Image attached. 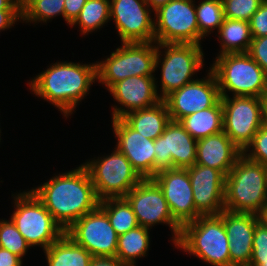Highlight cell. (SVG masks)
<instances>
[{"label": "cell", "mask_w": 267, "mask_h": 266, "mask_svg": "<svg viewBox=\"0 0 267 266\" xmlns=\"http://www.w3.org/2000/svg\"><path fill=\"white\" fill-rule=\"evenodd\" d=\"M87 0H65L64 2V21L71 25L79 16L81 9Z\"/></svg>", "instance_id": "38"}, {"label": "cell", "mask_w": 267, "mask_h": 266, "mask_svg": "<svg viewBox=\"0 0 267 266\" xmlns=\"http://www.w3.org/2000/svg\"><path fill=\"white\" fill-rule=\"evenodd\" d=\"M171 0H146L148 6L153 10L156 11L161 6L167 4Z\"/></svg>", "instance_id": "43"}, {"label": "cell", "mask_w": 267, "mask_h": 266, "mask_svg": "<svg viewBox=\"0 0 267 266\" xmlns=\"http://www.w3.org/2000/svg\"><path fill=\"white\" fill-rule=\"evenodd\" d=\"M35 1L37 0H16L20 13L22 14Z\"/></svg>", "instance_id": "44"}, {"label": "cell", "mask_w": 267, "mask_h": 266, "mask_svg": "<svg viewBox=\"0 0 267 266\" xmlns=\"http://www.w3.org/2000/svg\"><path fill=\"white\" fill-rule=\"evenodd\" d=\"M251 149V150H250ZM249 160L261 163L267 168V126L262 125L253 137L252 142L243 151Z\"/></svg>", "instance_id": "34"}, {"label": "cell", "mask_w": 267, "mask_h": 266, "mask_svg": "<svg viewBox=\"0 0 267 266\" xmlns=\"http://www.w3.org/2000/svg\"><path fill=\"white\" fill-rule=\"evenodd\" d=\"M64 2L65 0H37L22 13V22L47 23L56 16L64 18Z\"/></svg>", "instance_id": "31"}, {"label": "cell", "mask_w": 267, "mask_h": 266, "mask_svg": "<svg viewBox=\"0 0 267 266\" xmlns=\"http://www.w3.org/2000/svg\"><path fill=\"white\" fill-rule=\"evenodd\" d=\"M122 119L144 137L156 140L171 121L168 107L164 100L156 105L136 110L123 116Z\"/></svg>", "instance_id": "23"}, {"label": "cell", "mask_w": 267, "mask_h": 266, "mask_svg": "<svg viewBox=\"0 0 267 266\" xmlns=\"http://www.w3.org/2000/svg\"><path fill=\"white\" fill-rule=\"evenodd\" d=\"M150 229L137 226L119 235L116 256L126 266H136V259L147 256L150 248Z\"/></svg>", "instance_id": "27"}, {"label": "cell", "mask_w": 267, "mask_h": 266, "mask_svg": "<svg viewBox=\"0 0 267 266\" xmlns=\"http://www.w3.org/2000/svg\"><path fill=\"white\" fill-rule=\"evenodd\" d=\"M87 160V168L99 200L125 197L143 178L116 147L107 155Z\"/></svg>", "instance_id": "9"}, {"label": "cell", "mask_w": 267, "mask_h": 266, "mask_svg": "<svg viewBox=\"0 0 267 266\" xmlns=\"http://www.w3.org/2000/svg\"><path fill=\"white\" fill-rule=\"evenodd\" d=\"M264 125L267 126V94L262 98Z\"/></svg>", "instance_id": "45"}, {"label": "cell", "mask_w": 267, "mask_h": 266, "mask_svg": "<svg viewBox=\"0 0 267 266\" xmlns=\"http://www.w3.org/2000/svg\"><path fill=\"white\" fill-rule=\"evenodd\" d=\"M251 261H267V224L261 219L255 225Z\"/></svg>", "instance_id": "35"}, {"label": "cell", "mask_w": 267, "mask_h": 266, "mask_svg": "<svg viewBox=\"0 0 267 266\" xmlns=\"http://www.w3.org/2000/svg\"><path fill=\"white\" fill-rule=\"evenodd\" d=\"M0 10H19L16 0H0Z\"/></svg>", "instance_id": "42"}, {"label": "cell", "mask_w": 267, "mask_h": 266, "mask_svg": "<svg viewBox=\"0 0 267 266\" xmlns=\"http://www.w3.org/2000/svg\"><path fill=\"white\" fill-rule=\"evenodd\" d=\"M264 0H222L225 18L247 21Z\"/></svg>", "instance_id": "33"}, {"label": "cell", "mask_w": 267, "mask_h": 266, "mask_svg": "<svg viewBox=\"0 0 267 266\" xmlns=\"http://www.w3.org/2000/svg\"><path fill=\"white\" fill-rule=\"evenodd\" d=\"M30 190L64 231L76 220L95 210L100 202L90 174L83 164L52 176L49 181Z\"/></svg>", "instance_id": "1"}, {"label": "cell", "mask_w": 267, "mask_h": 266, "mask_svg": "<svg viewBox=\"0 0 267 266\" xmlns=\"http://www.w3.org/2000/svg\"><path fill=\"white\" fill-rule=\"evenodd\" d=\"M162 189L173 218L183 226L201 214L196 210L188 170L163 169L152 178Z\"/></svg>", "instance_id": "17"}, {"label": "cell", "mask_w": 267, "mask_h": 266, "mask_svg": "<svg viewBox=\"0 0 267 266\" xmlns=\"http://www.w3.org/2000/svg\"><path fill=\"white\" fill-rule=\"evenodd\" d=\"M212 266H230L229 241L219 215H201L181 227L174 246Z\"/></svg>", "instance_id": "4"}, {"label": "cell", "mask_w": 267, "mask_h": 266, "mask_svg": "<svg viewBox=\"0 0 267 266\" xmlns=\"http://www.w3.org/2000/svg\"><path fill=\"white\" fill-rule=\"evenodd\" d=\"M89 266H126L117 257H93Z\"/></svg>", "instance_id": "41"}, {"label": "cell", "mask_w": 267, "mask_h": 266, "mask_svg": "<svg viewBox=\"0 0 267 266\" xmlns=\"http://www.w3.org/2000/svg\"><path fill=\"white\" fill-rule=\"evenodd\" d=\"M48 266H89L93 256L64 233L45 251Z\"/></svg>", "instance_id": "24"}, {"label": "cell", "mask_w": 267, "mask_h": 266, "mask_svg": "<svg viewBox=\"0 0 267 266\" xmlns=\"http://www.w3.org/2000/svg\"><path fill=\"white\" fill-rule=\"evenodd\" d=\"M156 80L155 76H131L113 84L108 91L120 107L116 104L112 107V119L160 102Z\"/></svg>", "instance_id": "18"}, {"label": "cell", "mask_w": 267, "mask_h": 266, "mask_svg": "<svg viewBox=\"0 0 267 266\" xmlns=\"http://www.w3.org/2000/svg\"><path fill=\"white\" fill-rule=\"evenodd\" d=\"M220 215L229 241L230 266H249L255 225L261 219L260 216L228 210H223Z\"/></svg>", "instance_id": "21"}, {"label": "cell", "mask_w": 267, "mask_h": 266, "mask_svg": "<svg viewBox=\"0 0 267 266\" xmlns=\"http://www.w3.org/2000/svg\"><path fill=\"white\" fill-rule=\"evenodd\" d=\"M260 218L267 224V205L265 206L262 214L260 215Z\"/></svg>", "instance_id": "47"}, {"label": "cell", "mask_w": 267, "mask_h": 266, "mask_svg": "<svg viewBox=\"0 0 267 266\" xmlns=\"http://www.w3.org/2000/svg\"><path fill=\"white\" fill-rule=\"evenodd\" d=\"M247 53L267 73V36L253 38Z\"/></svg>", "instance_id": "37"}, {"label": "cell", "mask_w": 267, "mask_h": 266, "mask_svg": "<svg viewBox=\"0 0 267 266\" xmlns=\"http://www.w3.org/2000/svg\"><path fill=\"white\" fill-rule=\"evenodd\" d=\"M135 213L138 225L152 229L156 224L168 225L174 245L178 242L181 225L173 218L162 189L152 178L142 179L124 197Z\"/></svg>", "instance_id": "12"}, {"label": "cell", "mask_w": 267, "mask_h": 266, "mask_svg": "<svg viewBox=\"0 0 267 266\" xmlns=\"http://www.w3.org/2000/svg\"><path fill=\"white\" fill-rule=\"evenodd\" d=\"M23 260L9 250L0 248V266H22Z\"/></svg>", "instance_id": "40"}, {"label": "cell", "mask_w": 267, "mask_h": 266, "mask_svg": "<svg viewBox=\"0 0 267 266\" xmlns=\"http://www.w3.org/2000/svg\"><path fill=\"white\" fill-rule=\"evenodd\" d=\"M267 205V168L241 155L226 175L224 208L261 215Z\"/></svg>", "instance_id": "3"}, {"label": "cell", "mask_w": 267, "mask_h": 266, "mask_svg": "<svg viewBox=\"0 0 267 266\" xmlns=\"http://www.w3.org/2000/svg\"><path fill=\"white\" fill-rule=\"evenodd\" d=\"M12 196L15 209L9 219L30 247L40 246L45 251L65 233L31 190Z\"/></svg>", "instance_id": "8"}, {"label": "cell", "mask_w": 267, "mask_h": 266, "mask_svg": "<svg viewBox=\"0 0 267 266\" xmlns=\"http://www.w3.org/2000/svg\"><path fill=\"white\" fill-rule=\"evenodd\" d=\"M202 48L198 44L157 43L155 71L161 69V87L157 90L161 100L195 80L192 77L204 66Z\"/></svg>", "instance_id": "6"}, {"label": "cell", "mask_w": 267, "mask_h": 266, "mask_svg": "<svg viewBox=\"0 0 267 266\" xmlns=\"http://www.w3.org/2000/svg\"><path fill=\"white\" fill-rule=\"evenodd\" d=\"M210 69L214 73L221 97L267 94V73L246 53L217 55Z\"/></svg>", "instance_id": "5"}, {"label": "cell", "mask_w": 267, "mask_h": 266, "mask_svg": "<svg viewBox=\"0 0 267 266\" xmlns=\"http://www.w3.org/2000/svg\"><path fill=\"white\" fill-rule=\"evenodd\" d=\"M116 148L129 160L132 167L145 178L155 176L154 140L144 137L131 128L122 118L112 119Z\"/></svg>", "instance_id": "20"}, {"label": "cell", "mask_w": 267, "mask_h": 266, "mask_svg": "<svg viewBox=\"0 0 267 266\" xmlns=\"http://www.w3.org/2000/svg\"><path fill=\"white\" fill-rule=\"evenodd\" d=\"M0 248L9 250L21 259L26 255L29 248L23 235L18 231L15 224L9 220H0Z\"/></svg>", "instance_id": "32"}, {"label": "cell", "mask_w": 267, "mask_h": 266, "mask_svg": "<svg viewBox=\"0 0 267 266\" xmlns=\"http://www.w3.org/2000/svg\"><path fill=\"white\" fill-rule=\"evenodd\" d=\"M97 82L95 63L57 61L28 82L34 95L54 105L68 118Z\"/></svg>", "instance_id": "2"}, {"label": "cell", "mask_w": 267, "mask_h": 266, "mask_svg": "<svg viewBox=\"0 0 267 266\" xmlns=\"http://www.w3.org/2000/svg\"><path fill=\"white\" fill-rule=\"evenodd\" d=\"M110 21V0H87L79 16L70 25L79 26L82 35L97 31Z\"/></svg>", "instance_id": "29"}, {"label": "cell", "mask_w": 267, "mask_h": 266, "mask_svg": "<svg viewBox=\"0 0 267 266\" xmlns=\"http://www.w3.org/2000/svg\"><path fill=\"white\" fill-rule=\"evenodd\" d=\"M195 0H171L154 11L156 43L199 45Z\"/></svg>", "instance_id": "10"}, {"label": "cell", "mask_w": 267, "mask_h": 266, "mask_svg": "<svg viewBox=\"0 0 267 266\" xmlns=\"http://www.w3.org/2000/svg\"><path fill=\"white\" fill-rule=\"evenodd\" d=\"M21 20L22 14L19 10H0V32L11 28Z\"/></svg>", "instance_id": "39"}, {"label": "cell", "mask_w": 267, "mask_h": 266, "mask_svg": "<svg viewBox=\"0 0 267 266\" xmlns=\"http://www.w3.org/2000/svg\"><path fill=\"white\" fill-rule=\"evenodd\" d=\"M179 123L196 140L223 131V109L221 99L211 108L197 111L182 118Z\"/></svg>", "instance_id": "25"}, {"label": "cell", "mask_w": 267, "mask_h": 266, "mask_svg": "<svg viewBox=\"0 0 267 266\" xmlns=\"http://www.w3.org/2000/svg\"><path fill=\"white\" fill-rule=\"evenodd\" d=\"M151 12L146 0H110V20L122 43L155 42Z\"/></svg>", "instance_id": "14"}, {"label": "cell", "mask_w": 267, "mask_h": 266, "mask_svg": "<svg viewBox=\"0 0 267 266\" xmlns=\"http://www.w3.org/2000/svg\"><path fill=\"white\" fill-rule=\"evenodd\" d=\"M230 96L221 97L223 132L244 151L264 124L263 101L258 97Z\"/></svg>", "instance_id": "11"}, {"label": "cell", "mask_w": 267, "mask_h": 266, "mask_svg": "<svg viewBox=\"0 0 267 266\" xmlns=\"http://www.w3.org/2000/svg\"><path fill=\"white\" fill-rule=\"evenodd\" d=\"M99 207L107 214L118 236L139 226L134 211L124 197L100 200Z\"/></svg>", "instance_id": "28"}, {"label": "cell", "mask_w": 267, "mask_h": 266, "mask_svg": "<svg viewBox=\"0 0 267 266\" xmlns=\"http://www.w3.org/2000/svg\"><path fill=\"white\" fill-rule=\"evenodd\" d=\"M65 233L93 257H115L118 235L98 206L76 220Z\"/></svg>", "instance_id": "13"}, {"label": "cell", "mask_w": 267, "mask_h": 266, "mask_svg": "<svg viewBox=\"0 0 267 266\" xmlns=\"http://www.w3.org/2000/svg\"><path fill=\"white\" fill-rule=\"evenodd\" d=\"M196 17L199 27V45L201 40L209 36L225 20L222 0H202L198 5L195 4Z\"/></svg>", "instance_id": "30"}, {"label": "cell", "mask_w": 267, "mask_h": 266, "mask_svg": "<svg viewBox=\"0 0 267 266\" xmlns=\"http://www.w3.org/2000/svg\"><path fill=\"white\" fill-rule=\"evenodd\" d=\"M220 51L217 55L246 53L252 41L249 22L225 18L217 31Z\"/></svg>", "instance_id": "26"}, {"label": "cell", "mask_w": 267, "mask_h": 266, "mask_svg": "<svg viewBox=\"0 0 267 266\" xmlns=\"http://www.w3.org/2000/svg\"><path fill=\"white\" fill-rule=\"evenodd\" d=\"M249 266H267V261H250Z\"/></svg>", "instance_id": "46"}, {"label": "cell", "mask_w": 267, "mask_h": 266, "mask_svg": "<svg viewBox=\"0 0 267 266\" xmlns=\"http://www.w3.org/2000/svg\"><path fill=\"white\" fill-rule=\"evenodd\" d=\"M155 175L170 168L186 169L196 164L197 140L177 121H170L154 140Z\"/></svg>", "instance_id": "15"}, {"label": "cell", "mask_w": 267, "mask_h": 266, "mask_svg": "<svg viewBox=\"0 0 267 266\" xmlns=\"http://www.w3.org/2000/svg\"><path fill=\"white\" fill-rule=\"evenodd\" d=\"M249 26L252 38L267 36V0H264L252 15Z\"/></svg>", "instance_id": "36"}, {"label": "cell", "mask_w": 267, "mask_h": 266, "mask_svg": "<svg viewBox=\"0 0 267 266\" xmlns=\"http://www.w3.org/2000/svg\"><path fill=\"white\" fill-rule=\"evenodd\" d=\"M188 170L196 210L201 215H219L224 208L226 176L219 170L194 164Z\"/></svg>", "instance_id": "19"}, {"label": "cell", "mask_w": 267, "mask_h": 266, "mask_svg": "<svg viewBox=\"0 0 267 266\" xmlns=\"http://www.w3.org/2000/svg\"><path fill=\"white\" fill-rule=\"evenodd\" d=\"M121 45L105 60L96 61L97 81L107 90L116 82L131 76H155L156 42Z\"/></svg>", "instance_id": "7"}, {"label": "cell", "mask_w": 267, "mask_h": 266, "mask_svg": "<svg viewBox=\"0 0 267 266\" xmlns=\"http://www.w3.org/2000/svg\"><path fill=\"white\" fill-rule=\"evenodd\" d=\"M242 154L223 131L197 140L196 164L217 169L225 176Z\"/></svg>", "instance_id": "22"}, {"label": "cell", "mask_w": 267, "mask_h": 266, "mask_svg": "<svg viewBox=\"0 0 267 266\" xmlns=\"http://www.w3.org/2000/svg\"><path fill=\"white\" fill-rule=\"evenodd\" d=\"M220 99L217 79L209 68L206 77L189 82L168 95L164 101L170 119L179 122L197 111L213 107Z\"/></svg>", "instance_id": "16"}]
</instances>
